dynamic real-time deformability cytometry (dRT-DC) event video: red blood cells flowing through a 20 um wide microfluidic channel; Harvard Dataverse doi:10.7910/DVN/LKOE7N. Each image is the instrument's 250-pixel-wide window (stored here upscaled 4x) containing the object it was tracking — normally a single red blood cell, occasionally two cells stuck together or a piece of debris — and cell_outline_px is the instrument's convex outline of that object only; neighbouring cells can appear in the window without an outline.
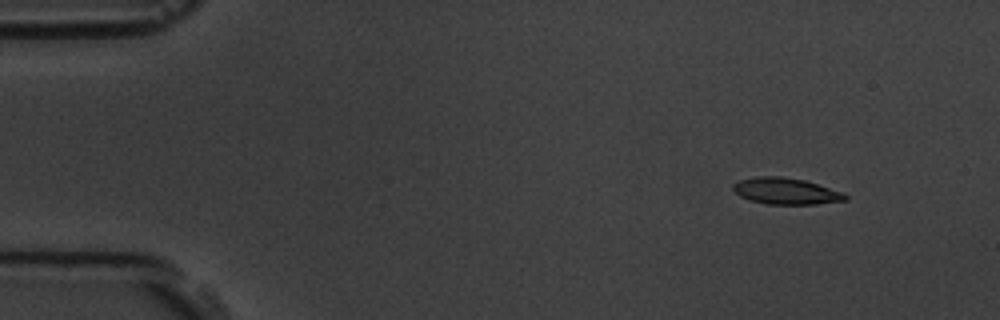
{"species": "common noctule bat (a hibernating species)", "species_latin": "Nyctalus noctula", "temperature_condition": "room temperature", "stored_images_in_passage": 4, "camera_frame_rate_fps": 3000, "um_per_image_px": 0.085, "animal": {"sex": "male", "body_mass_g": 19.5, "forearm_length_mm": 54.6}, "frame": {"image": 1, "passage_image": 1, "time_ms": 0.0, "image_size_px": [1000, 320], "cell_outline_px": [[848, 200], [816, 204], [768, 204], [752, 200], [740, 196], [732, 188], [732, 184], [740, 180], [756, 176], [780, 176], [804, 180], [844, 192], [848, 196]], "centroid_in_image_um": [66.83, 16.24], "position_along_channel_um": 18.2, "area_um2": 17.22}}
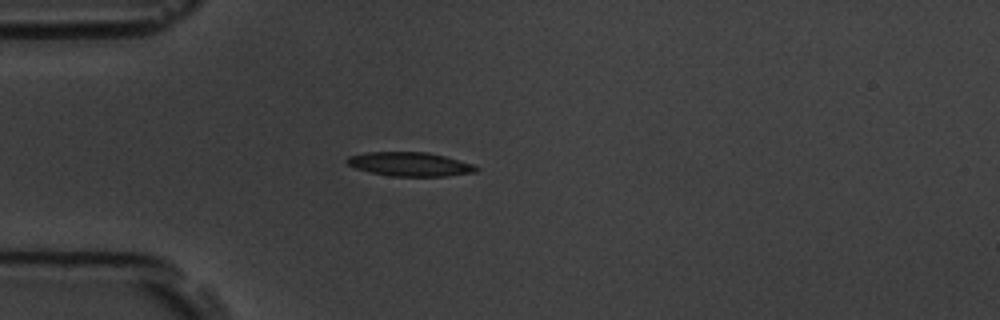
{"frame": {"image": 2, "passage_image": 3, "time_ms": 3.333, "image_size_px": [1000, 320], "cell_outline_px": [[480, 168], [476, 172], [448, 176], [392, 176], [372, 172], [356, 168], [348, 164], [344, 160], [348, 156], [368, 152], [428, 152], [444, 156], [472, 164]], "centroid_in_image_um": [34.85, 13.95], "position_along_channel_um": 50.2, "area_um2": 17.92}}